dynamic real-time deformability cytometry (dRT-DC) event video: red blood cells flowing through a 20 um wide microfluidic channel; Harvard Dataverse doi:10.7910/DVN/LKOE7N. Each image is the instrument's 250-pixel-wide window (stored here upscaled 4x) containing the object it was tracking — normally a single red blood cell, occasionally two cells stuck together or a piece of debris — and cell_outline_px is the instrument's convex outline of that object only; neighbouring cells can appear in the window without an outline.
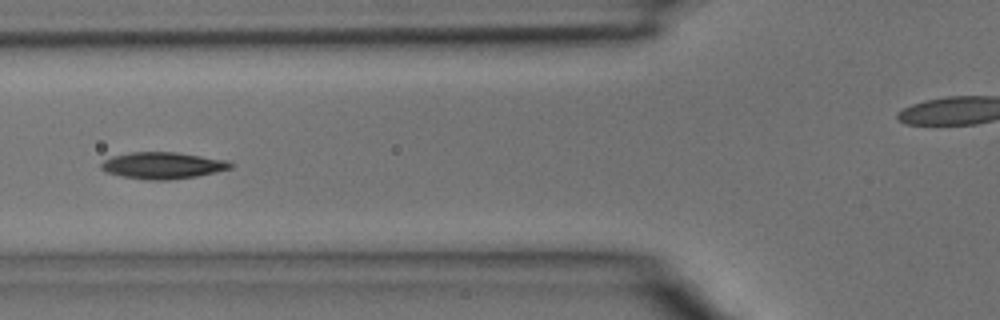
{"species": "common noctule bat (a hibernating species)", "species_latin": "Nyctalus noctula", "temperature_condition": "room temperature", "stored_images_in_passage": 5, "camera_frame_rate_fps": 3000, "um_per_image_px": 0.085, "animal": {"sex": "male", "body_mass_g": 15.6}, "frame": {"image": 1, "passage_image": 3, "time_ms": 0.667, "image_size_px": [1000, 320], "cell_outline_px": [[236, 164], [232, 168], [216, 172], [196, 176], [168, 180], [148, 180], [124, 176], [104, 172], [100, 168], [100, 164], [104, 160], [112, 156], [132, 152], [176, 152], [228, 160]], "centroid_in_image_um": [13.85, 14.06], "position_along_channel_um": 111.9, "area_um2": 20.17}}